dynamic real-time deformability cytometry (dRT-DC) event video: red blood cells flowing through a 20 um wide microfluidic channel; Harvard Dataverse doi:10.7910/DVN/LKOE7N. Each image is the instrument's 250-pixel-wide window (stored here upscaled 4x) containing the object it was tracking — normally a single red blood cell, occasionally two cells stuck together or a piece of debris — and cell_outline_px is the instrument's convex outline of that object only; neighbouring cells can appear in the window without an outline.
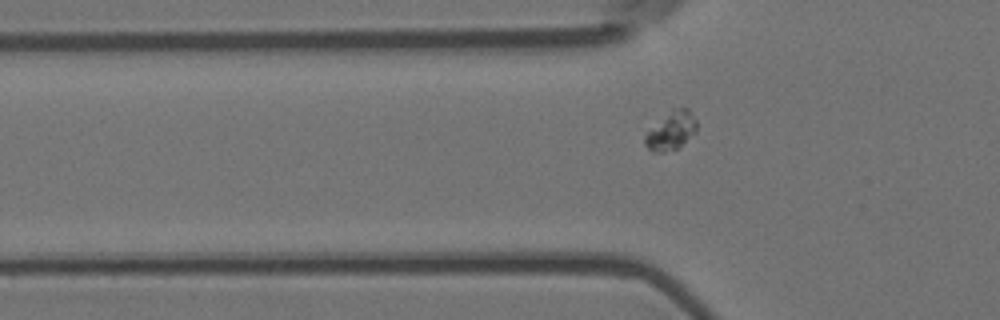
{"species": "Egyptian fruit bat (a non-hibernating species)", "species_latin": "Rousettus aegyptiacus", "temperature_condition": "room temperature", "stored_images_in_passage": 33, "camera_frame_rate_fps": 3000, "um_per_image_px": 0.085, "animal": {"sex": "female"}, "frame": {"image": 1, "passage_image": 2, "time_ms": 0.333, "image_size_px": [1000, 320], "cell_outline_px": [[696, 132], [676, 148], [664, 152], [652, 152], [644, 144], [644, 136], [672, 108], [688, 108], [696, 120]], "centroid_in_image_um": [57.05, 11.11], "position_along_channel_um": 68.8, "area_um2": 11.21}}
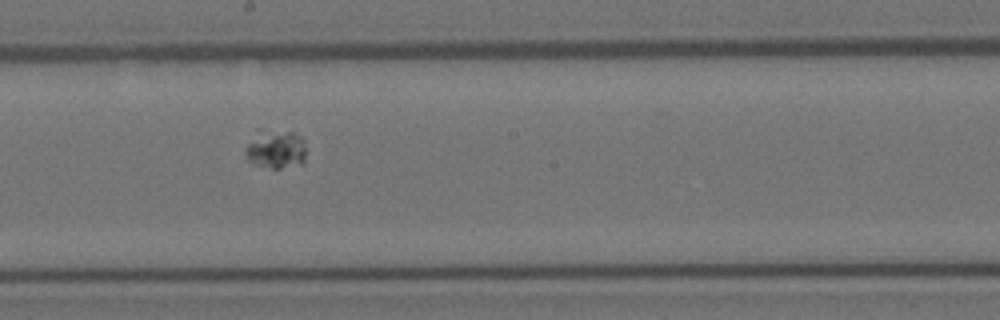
{"frame": {"image": 2, "passage_image": 15, "time_ms": 4.667, "image_size_px": [1000, 320], "cell_outline_px": [[304, 164], [280, 168], [272, 168], [256, 164], [248, 160], [244, 152], [256, 128], [260, 128], [296, 132], [304, 140]], "centroid_in_image_um": [23.43, 12.63], "position_along_channel_um": 224.8, "area_um2": 14.05}}
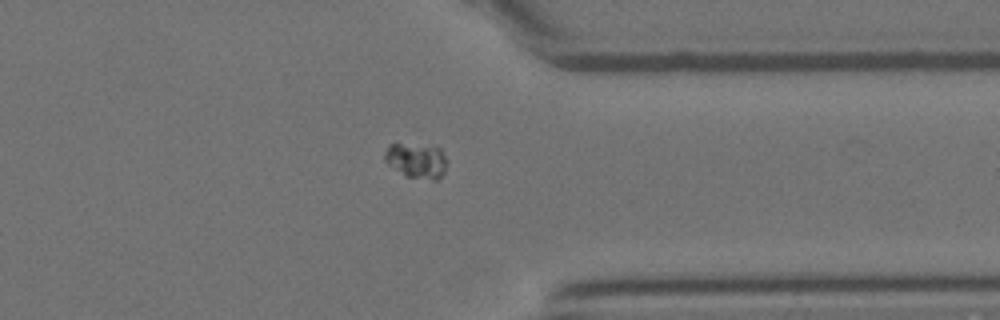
{"frame": {"image": 3, "passage_image": 28, "time_ms": 9.0, "image_size_px": [1000, 320], "cell_outline_px": [[448, 164], [444, 172], [436, 180], [432, 180], [408, 176], [388, 164], [384, 160], [384, 152], [388, 144], [400, 144], [440, 148], [448, 160]], "centroid_in_image_um": [35.42, 13.65], "position_along_channel_um": 376.0, "area_um2": 12.48}}